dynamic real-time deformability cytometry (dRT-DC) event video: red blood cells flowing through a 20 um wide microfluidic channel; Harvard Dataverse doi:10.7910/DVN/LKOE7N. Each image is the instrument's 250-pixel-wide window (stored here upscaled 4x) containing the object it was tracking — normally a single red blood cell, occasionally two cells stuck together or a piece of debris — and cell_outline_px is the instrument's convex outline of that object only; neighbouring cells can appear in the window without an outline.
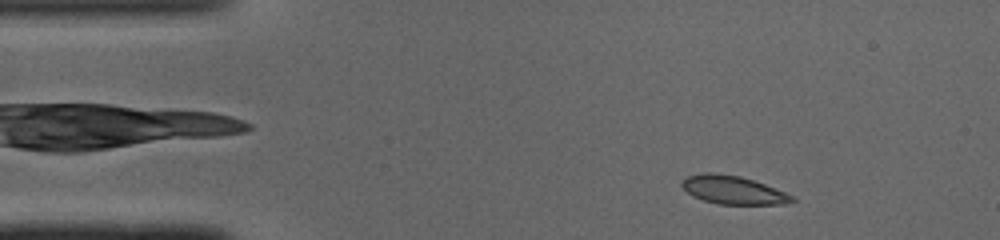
{"species": "common noctule bat (a hibernating species)", "species_latin": "Nyctalus noctula", "temperature_condition": "cold", "stored_images_in_passage": 46, "camera_frame_rate_fps": 3000, "um_per_image_px": 0.085, "animal": {"sex": "male", "body_mass_g": 19.0, "forearm_length_mm": 50.8}, "frame": {"image": 1, "passage_image": 4, "time_ms": 1.0, "image_size_px": [1000, 240], "cell_outline_px": [[796, 200], [788, 204], [716, 204], [692, 196], [680, 184], [688, 176], [708, 172], [712, 172], [740, 176], [764, 184], [784, 192], [792, 196]], "centroid_in_image_um": [62.31, 16.16], "position_along_channel_um": 22.7, "area_um2": 17.92}}
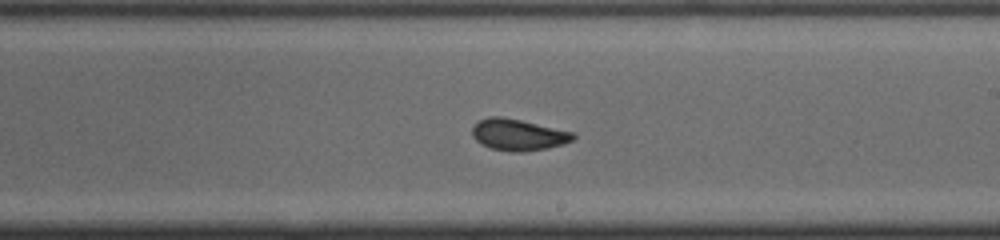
{"frame": {"image": 2, "passage_image": 25, "time_ms": 8.0, "image_size_px": [1000, 240], "cell_outline_px": [[576, 136], [572, 140], [548, 148], [524, 152], [512, 152], [492, 148], [476, 140], [472, 136], [472, 128], [480, 120], [488, 116], [500, 116], [520, 120], [576, 132]], "centroid_in_image_um": [44.07, 11.45], "position_along_channel_um": 244.9, "area_um2": 18.38}}
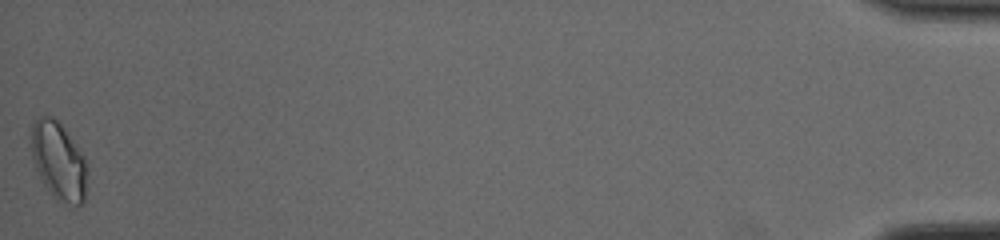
{"frame": {"image": 3, "passage_image": 46, "time_ms": 15.0, "image_size_px": [1000, 240], "cell_outline_px": [[88, 168], [84, 200], [80, 204], [72, 204], [56, 200], [52, 196], [40, 180], [32, 156], [32, 124], [40, 116], [52, 116], [60, 124], [80, 152]], "centroid_in_image_um": [4.97, 13.72], "position_along_channel_um": 430.2, "area_um2": 24.91}, "authors_computed_cell_mechanics": {"area_um2": 18.3226, "velocity_mm_per_s": 4.0878, "shape_relaxation_time_tau1_ms": null, "shape_relaxation_time_tau2_ms": 0.744, "deformation_change_tau1": null, "deformation_change_tau2": 0.0268}}